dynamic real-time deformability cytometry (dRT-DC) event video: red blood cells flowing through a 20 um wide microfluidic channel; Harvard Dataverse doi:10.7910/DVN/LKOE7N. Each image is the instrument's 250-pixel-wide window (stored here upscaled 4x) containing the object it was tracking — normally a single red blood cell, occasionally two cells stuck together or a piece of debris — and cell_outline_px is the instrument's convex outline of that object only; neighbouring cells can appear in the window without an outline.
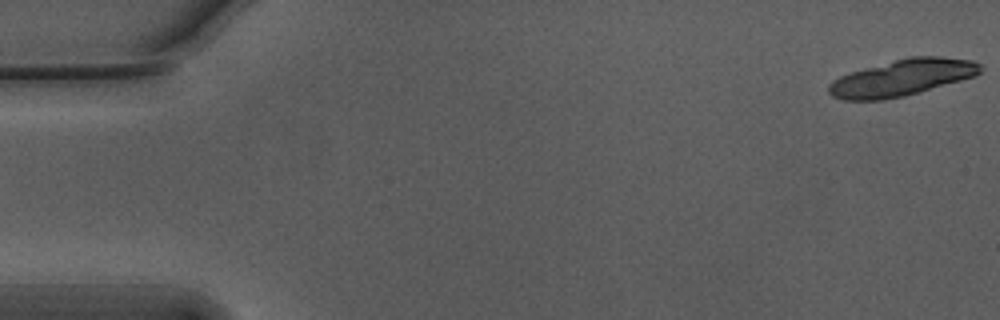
{"species": "Egyptian fruit bat (a non-hibernating species)", "species_latin": "Rousettus aegyptiacus", "temperature_condition": "warm", "stored_images_in_passage": 10, "camera_frame_rate_fps": 3000, "um_per_image_px": 0.085, "animal": {"sex": "male"}, "frame": {"image": 1, "passage_image": 1, "time_ms": 0.0, "image_size_px": [1000, 320], "cell_outline_px": [[980, 72], [976, 76], [904, 96], [880, 100], [844, 100], [832, 96], [828, 92], [828, 84], [832, 80], [840, 76], [864, 68], [908, 56], [940, 56], [972, 60], [980, 64]], "centroid_in_image_um": [76.66, 6.6], "position_along_channel_um": 8.3, "area_um2": 32.08}}